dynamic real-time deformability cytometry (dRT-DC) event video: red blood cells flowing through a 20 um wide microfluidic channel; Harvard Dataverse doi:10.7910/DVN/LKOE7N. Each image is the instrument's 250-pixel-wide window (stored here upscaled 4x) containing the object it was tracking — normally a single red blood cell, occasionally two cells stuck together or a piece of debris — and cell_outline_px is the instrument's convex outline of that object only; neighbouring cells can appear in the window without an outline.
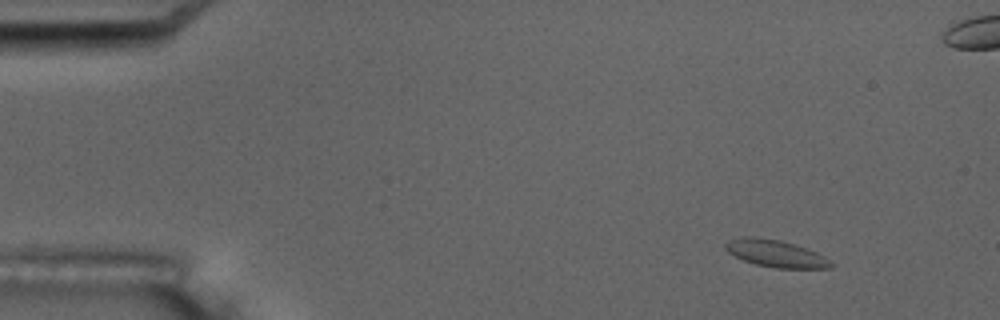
{"species": "common noctule bat (a hibernating species)", "species_latin": "Nyctalus noctula", "temperature_condition": "room temperature", "stored_images_in_passage": 6, "camera_frame_rate_fps": 3000, "um_per_image_px": 0.085, "animal": {"sex": "male", "body_mass_g": 17.5, "forearm_length_mm": 52.3}, "frame": {"image": 1, "passage_image": 2, "time_ms": 1.333, "image_size_px": [1000, 320], "cell_outline_px": [[832, 268], [776, 268], [756, 264], [744, 260], [728, 252], [724, 248], [724, 244], [728, 240], [744, 236], [752, 236], [780, 240], [808, 248], [824, 256], [832, 264]], "centroid_in_image_um": [65.91, 21.53], "position_along_channel_um": 19.1, "area_um2": 16.59}}